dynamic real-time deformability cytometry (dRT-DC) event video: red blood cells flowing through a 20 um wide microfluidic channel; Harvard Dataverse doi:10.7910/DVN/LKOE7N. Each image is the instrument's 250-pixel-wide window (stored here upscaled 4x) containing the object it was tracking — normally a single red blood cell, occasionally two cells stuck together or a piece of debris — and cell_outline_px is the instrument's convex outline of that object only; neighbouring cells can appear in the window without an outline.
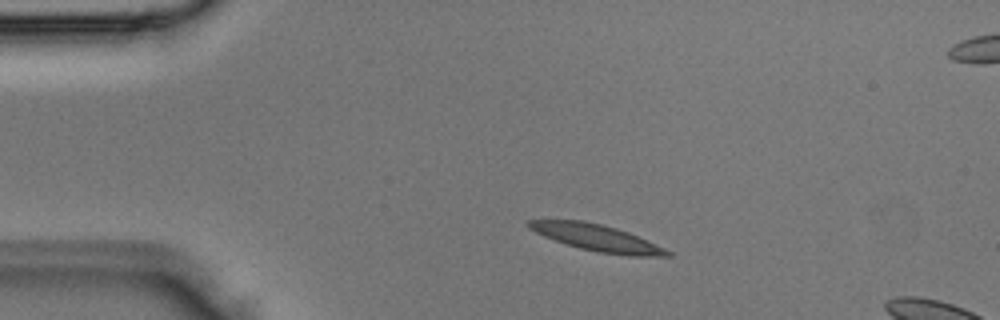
{"species": "Egyptian fruit bat (a non-hibernating species)", "species_latin": "Rousettus aegyptiacus", "temperature_condition": "room temperature", "stored_images_in_passage": 3, "camera_frame_rate_fps": 3000, "um_per_image_px": 0.085, "animal": {"sex": "male"}, "frame": {"image": 1, "passage_image": 1, "time_ms": 0.0, "image_size_px": [1000, 320], "cell_outline_px": [[672, 256], [628, 256], [600, 252], [580, 248], [544, 236], [528, 228], [528, 220], [584, 220], [616, 228], [628, 232], [664, 248], [672, 252]], "centroid_in_image_um": [50.75, 20.21], "position_along_channel_um": 34.2, "area_um2": 21.04}}